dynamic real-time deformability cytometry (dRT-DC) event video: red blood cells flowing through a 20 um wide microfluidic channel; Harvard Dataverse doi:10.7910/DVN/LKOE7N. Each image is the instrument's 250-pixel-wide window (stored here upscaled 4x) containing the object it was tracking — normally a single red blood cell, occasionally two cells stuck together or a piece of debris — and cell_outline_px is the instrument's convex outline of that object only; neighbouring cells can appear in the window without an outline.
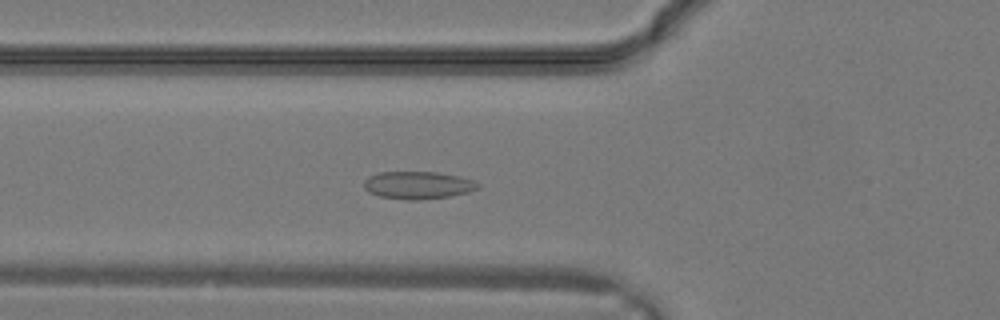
{"species": "common noctule bat (a hibernating species)", "species_latin": "Nyctalus noctula", "temperature_condition": "warm", "stored_images_in_passage": 21, "camera_frame_rate_fps": 3000, "um_per_image_px": 0.085, "animal": {"sex": "male", "body_mass_g": 19.2, "forearm_length_mm": 51.8}, "frame": {"image": 1, "passage_image": 7, "time_ms": 2.0, "image_size_px": [1000, 320], "cell_outline_px": [[480, 184], [476, 188], [468, 192], [448, 196], [416, 200], [408, 200], [380, 196], [368, 192], [364, 188], [364, 180], [368, 176], [380, 172], [436, 172], [460, 176], [472, 180]], "centroid_in_image_um": [35.48, 15.73], "position_along_channel_um": 90.3, "area_um2": 18.15}}
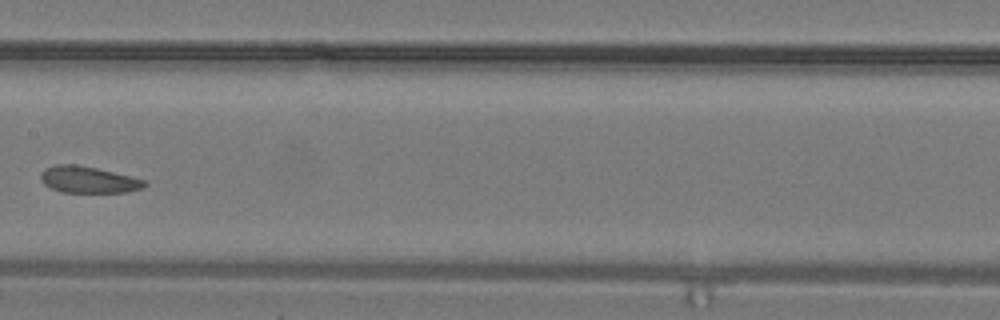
{"frame": {"image": 2, "passage_image": 12, "time_ms": 3.667, "image_size_px": [1000, 320], "cell_outline_px": [[148, 184], [140, 188], [128, 192], [60, 192], [44, 184], [40, 180], [40, 172], [44, 168], [56, 164], [76, 164], [96, 168], [148, 180]], "centroid_in_image_um": [7.49, 15.26], "position_along_channel_um": 199.9, "area_um2": 16.18}}
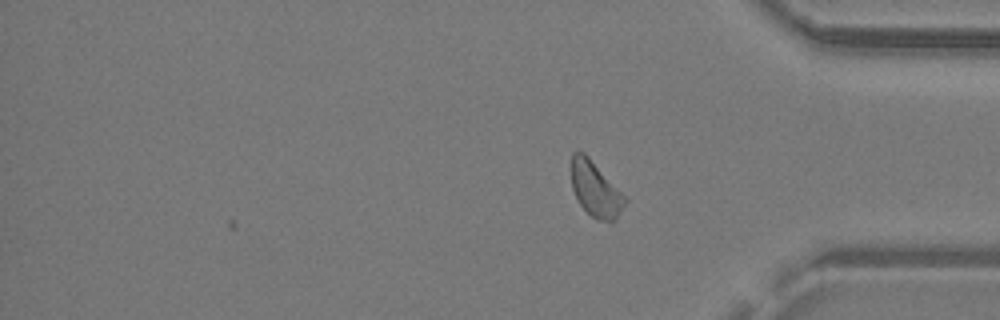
{"frame": {"image": 3, "passage_image": 21, "time_ms": 6.667, "image_size_px": [1000, 320], "cell_outline_px": [[628, 200], [616, 220], [600, 220], [592, 216], [580, 204], [572, 188], [568, 168], [572, 152], [584, 152], [588, 156]], "centroid_in_image_um": [50.56, 16.04], "position_along_channel_um": 384.6, "area_um2": 17.22}}